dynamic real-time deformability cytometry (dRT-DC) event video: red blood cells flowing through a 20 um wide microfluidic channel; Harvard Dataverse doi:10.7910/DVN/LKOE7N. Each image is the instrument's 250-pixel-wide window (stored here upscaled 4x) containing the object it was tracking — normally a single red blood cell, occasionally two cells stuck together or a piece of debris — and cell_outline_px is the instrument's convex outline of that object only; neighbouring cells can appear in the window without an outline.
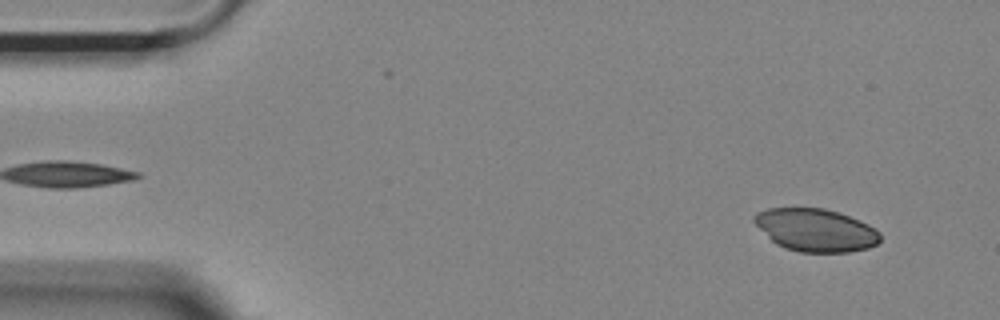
{"species": "Egyptian fruit bat (a non-hibernating species)", "species_latin": "Rousettus aegyptiacus", "temperature_condition": "room temperature", "stored_images_in_passage": 53, "camera_frame_rate_fps": 3000, "um_per_image_px": 0.085, "animal": {"sex": "female"}, "frame": {"image": 1, "passage_image": 4, "time_ms": 1.0, "image_size_px": [1000, 320], "cell_outline_px": [[880, 240], [876, 244], [868, 248], [848, 252], [800, 252], [784, 248], [776, 244], [752, 220], [752, 216], [756, 212], [768, 208], [824, 208], [860, 220], [876, 228], [880, 232]], "centroid_in_image_um": [69.33, 19.55], "position_along_channel_um": 15.7, "area_um2": 31.33}}
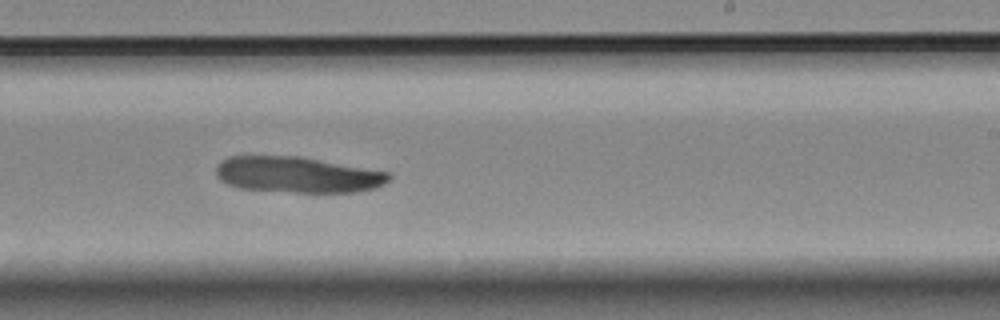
{"frame": {"image": 2, "passage_image": 32, "time_ms": 10.333, "image_size_px": [1000, 320], "cell_outline_px": [[392, 176], [384, 184], [376, 188], [356, 192], [296, 192], [240, 188], [228, 184], [220, 180], [216, 176], [216, 164], [220, 160], [228, 156], [300, 156], [388, 172]], "centroid_in_image_um": [25.26, 14.84], "position_along_channel_um": 263.7, "area_um2": 36.24}}
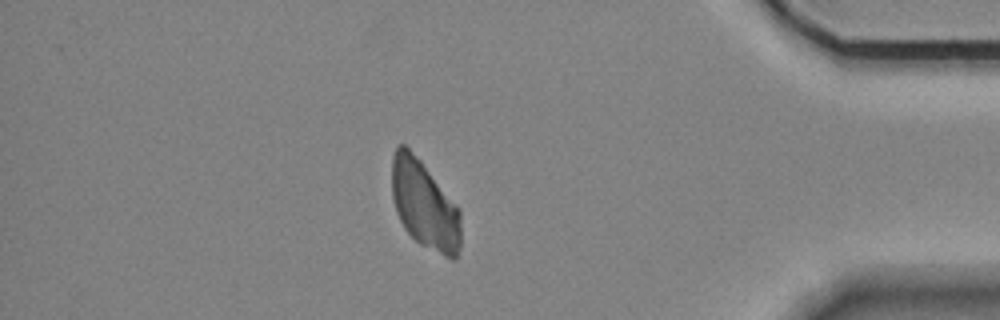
{"frame": {"image": 3, "passage_image": 46, "time_ms": 15.0, "image_size_px": [1000, 320], "cell_outline_px": [[460, 248], [456, 260], [452, 260], [420, 244], [404, 228], [396, 212], [392, 196], [392, 156], [396, 144], [404, 144], [420, 160], [456, 204], [460, 212]], "centroid_in_image_um": [36.07, 17.41], "position_along_channel_um": 399.1, "area_um2": 35.43}}